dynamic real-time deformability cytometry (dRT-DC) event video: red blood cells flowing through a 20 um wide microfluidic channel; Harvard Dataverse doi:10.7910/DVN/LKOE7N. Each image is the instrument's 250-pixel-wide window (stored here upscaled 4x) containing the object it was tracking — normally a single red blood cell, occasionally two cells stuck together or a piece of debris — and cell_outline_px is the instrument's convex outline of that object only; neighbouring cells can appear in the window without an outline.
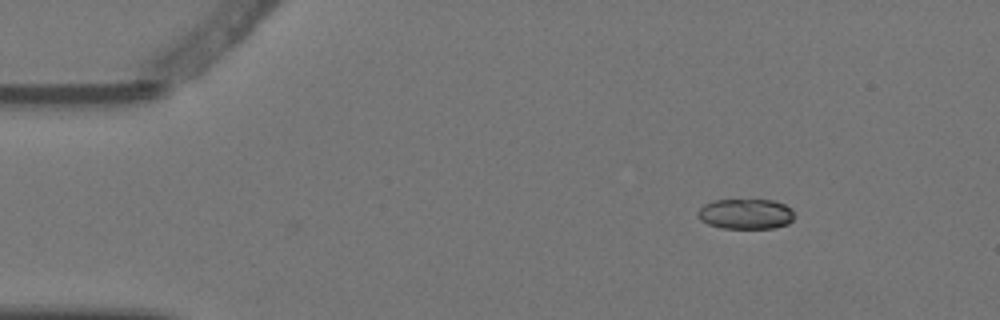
{"species": "Egyptian fruit bat (a non-hibernating species)", "species_latin": "Rousettus aegyptiacus", "temperature_condition": "warm", "stored_images_in_passage": 2, "camera_frame_rate_fps": 3000, "um_per_image_px": 0.085, "animal": {"sex": "female"}, "frame": {"image": 1, "passage_image": 2, "time_ms": 0.333, "image_size_px": [1000, 320], "cell_outline_px": [[792, 220], [788, 224], [776, 228], [720, 228], [708, 224], [700, 220], [696, 212], [704, 204], [716, 200], [772, 200], [784, 204], [792, 208]], "centroid_in_image_um": [63.37, 18.19], "position_along_channel_um": 21.6, "area_um2": 17.05}}